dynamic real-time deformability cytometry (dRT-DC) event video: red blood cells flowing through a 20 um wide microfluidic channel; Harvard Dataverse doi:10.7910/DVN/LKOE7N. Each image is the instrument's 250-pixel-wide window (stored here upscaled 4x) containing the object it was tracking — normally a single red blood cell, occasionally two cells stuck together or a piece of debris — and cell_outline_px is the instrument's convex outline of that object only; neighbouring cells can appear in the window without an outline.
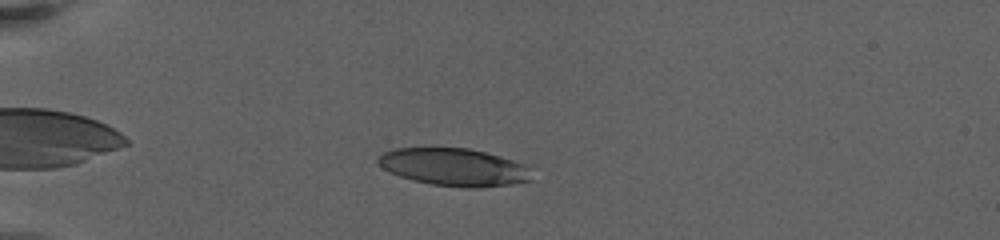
{"species": "human", "species_latin": "Homo sapiens", "temperature_condition": "warm", "stored_images_in_passage": 13, "camera_frame_rate_fps": 3000, "um_per_image_px": 0.085, "donor": {"sex": "female"}, "frame": {"image": 1, "passage_image": 4, "time_ms": 1.333, "image_size_px": [1000, 240], "cell_outline_px": [[532, 180], [512, 184], [476, 188], [468, 188], [432, 184], [412, 180], [400, 176], [376, 164], [376, 160], [384, 152], [392, 148], [468, 148], [500, 156], [524, 164], [528, 168]], "centroid_in_image_um": [38.57, 14.2], "position_along_channel_um": 46.4, "area_um2": 33.47}}
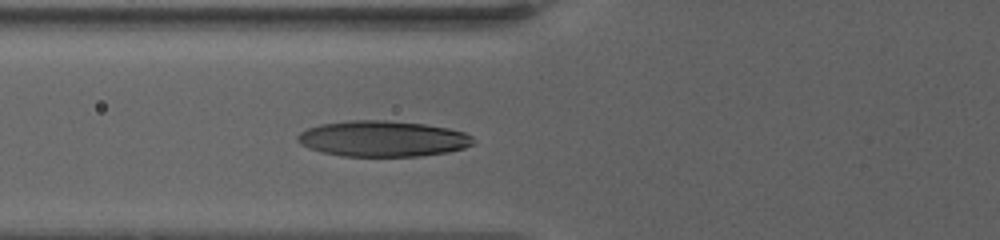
{"frame": {"image": 2, "passage_image": 10, "time_ms": 4.0, "image_size_px": [1000, 240], "cell_outline_px": [[476, 140], [472, 144], [464, 148], [448, 152], [416, 156], [340, 156], [320, 152], [308, 148], [300, 144], [296, 140], [296, 136], [300, 132], [308, 128], [320, 124], [352, 120], [384, 120], [424, 124], [448, 128], [464, 132], [472, 136]], "centroid_in_image_um": [32.5, 11.79], "position_along_channel_um": 93.3, "area_um2": 36.82}}
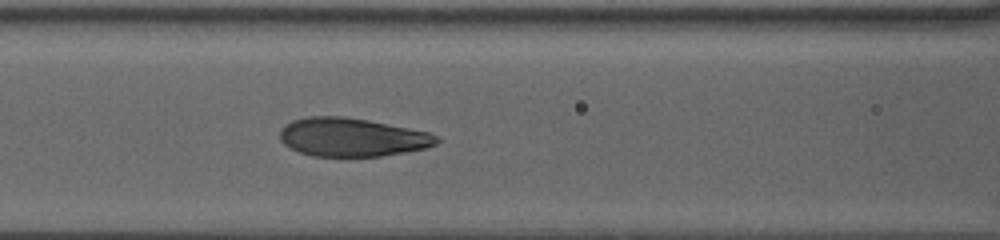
{"frame": {"image": 3, "passage_image": 13, "time_ms": 5.333, "image_size_px": [1000, 240], "cell_outline_px": [[440, 140], [436, 144], [428, 148], [380, 156], [312, 156], [300, 152], [284, 144], [280, 140], [280, 132], [284, 124], [292, 120], [308, 116], [344, 116], [368, 120], [428, 132], [436, 136]], "centroid_in_image_um": [29.9, 11.66], "position_along_channel_um": 136.7, "area_um2": 35.08}}